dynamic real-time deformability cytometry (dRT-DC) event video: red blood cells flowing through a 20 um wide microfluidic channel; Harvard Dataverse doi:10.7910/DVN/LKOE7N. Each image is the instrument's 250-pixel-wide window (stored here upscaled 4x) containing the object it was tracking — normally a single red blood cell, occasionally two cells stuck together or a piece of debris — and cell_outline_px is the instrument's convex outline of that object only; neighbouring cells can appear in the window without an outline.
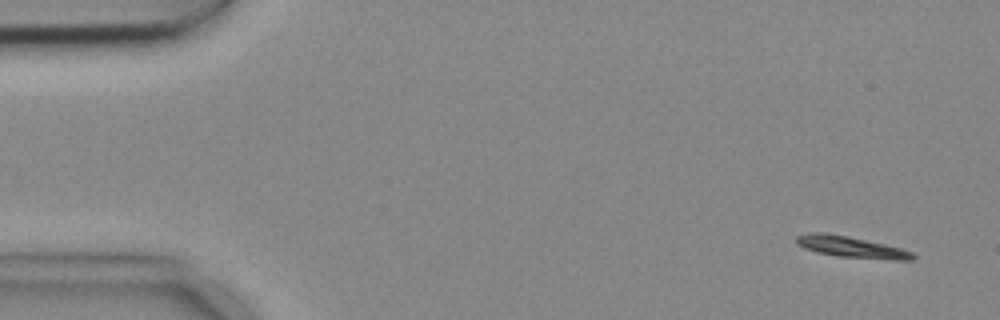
{"species": "common noctule bat (a hibernating species)", "species_latin": "Nyctalus noctula", "temperature_condition": "cold", "stored_images_in_passage": 9, "camera_frame_rate_fps": 3000, "um_per_image_px": 0.085, "animal": {"sex": "female", "body_mass_g": 18.4}, "frame": {"image": 1, "passage_image": 1, "time_ms": 0.0, "image_size_px": [1000, 320], "cell_outline_px": [[916, 256], [912, 260], [896, 260], [836, 256], [816, 252], [804, 248], [796, 244], [796, 236], [808, 232], [824, 232], [848, 236], [884, 244], [900, 248], [912, 252]], "centroid_in_image_um": [72.31, 20.99], "position_along_channel_um": 12.7, "area_um2": 14.39}}
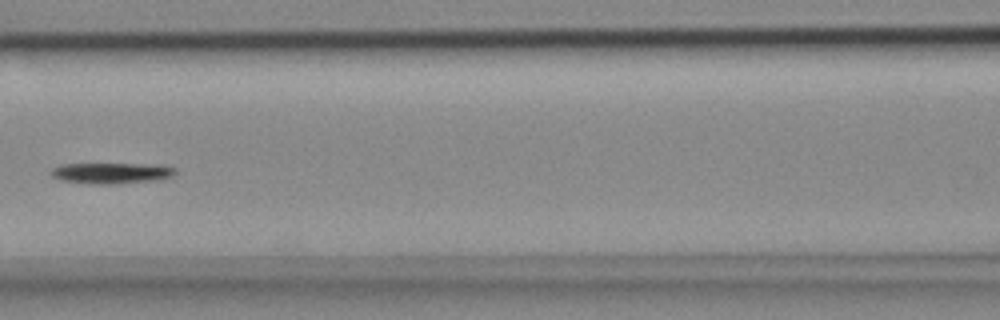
{"frame": {"image": 2, "passage_image": 6, "time_ms": 1.667, "image_size_px": [1000, 320], "cell_outline_px": [[176, 172], [172, 176], [160, 180], [108, 184], [100, 184], [60, 180], [52, 176], [48, 172], [52, 168], [60, 164], [164, 164], [176, 168]], "centroid_in_image_um": [9.51, 14.7], "position_along_channel_um": 157.1, "area_um2": 15.26}}
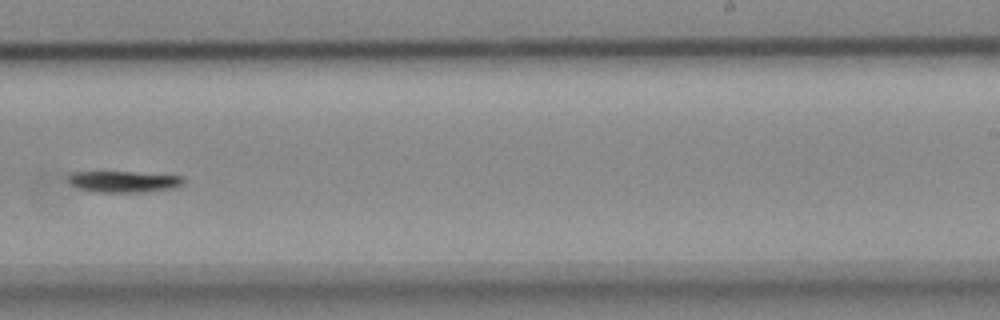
{"frame": {"image": 3, "passage_image": 9, "time_ms": 2.667, "image_size_px": [1000, 320], "cell_outline_px": [[184, 184], [180, 188], [144, 192], [96, 192], [80, 188], [72, 184], [68, 180], [68, 176], [72, 172], [132, 172], [184, 176]], "centroid_in_image_um": [10.62, 15.44], "position_along_channel_um": 278.4, "area_um2": 14.39}}